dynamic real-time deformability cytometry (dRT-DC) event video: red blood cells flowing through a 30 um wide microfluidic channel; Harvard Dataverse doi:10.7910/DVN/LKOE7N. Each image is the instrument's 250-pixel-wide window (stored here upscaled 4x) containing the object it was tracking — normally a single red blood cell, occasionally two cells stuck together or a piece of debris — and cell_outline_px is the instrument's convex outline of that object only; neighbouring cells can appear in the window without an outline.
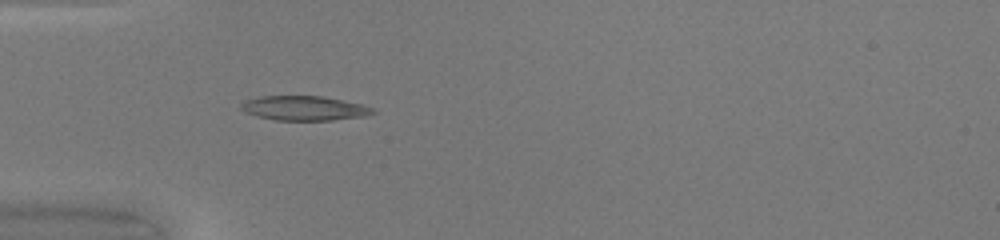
{"species": "common noctule bat (a hibernating species)", "species_latin": "Nyctalus noctula", "temperature_condition": "warm", "stored_images_in_passage": 34, "camera_frame_rate_fps": 3000, "um_per_image_px": 0.085, "animal": {"sex": "female", "body_mass_g": 20.0, "forearm_length_mm": 54.0}, "frame": {"image": 1, "passage_image": 1, "time_ms": 0.0, "image_size_px": [1000, 240], "cell_outline_px": [[376, 112], [368, 116], [332, 120], [276, 120], [256, 116], [244, 112], [240, 108], [240, 104], [244, 100], [260, 96], [324, 96], [360, 104], [376, 108]], "centroid_in_image_um": [25.86, 9.2], "position_along_channel_um": 59.1, "area_um2": 19.02}}
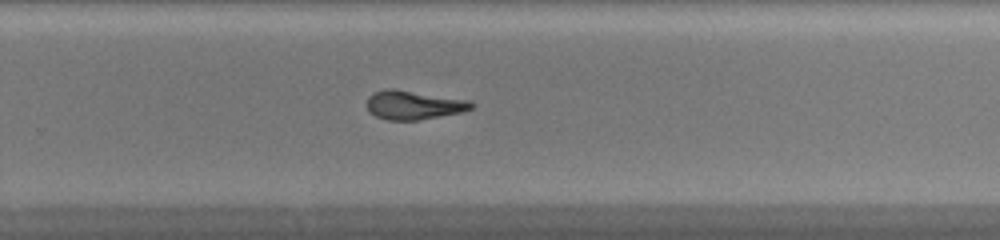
{"frame": {"image": 2, "passage_image": 18, "time_ms": 5.667, "image_size_px": [1000, 240], "cell_outline_px": [[476, 104], [472, 108], [464, 112], [420, 120], [388, 120], [376, 116], [368, 112], [364, 104], [368, 96], [372, 92], [388, 88], [396, 88], [472, 100]], "centroid_in_image_um": [35.16, 8.91], "position_along_channel_um": 294.6, "area_um2": 18.32}}
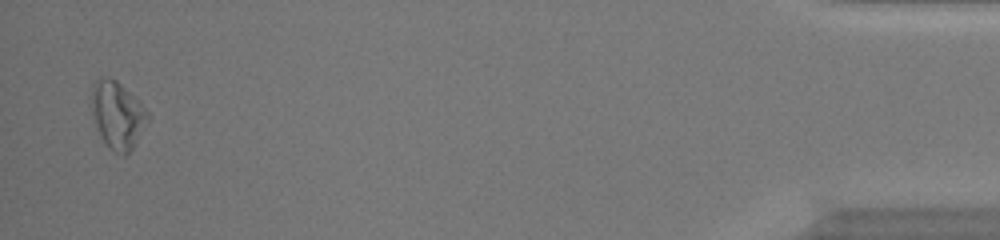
{"frame": {"image": 3, "passage_image": 33, "time_ms": 10.667, "image_size_px": [1000, 240], "cell_outline_px": [[148, 120], [132, 148], [124, 156], [120, 156], [108, 148], [100, 136], [92, 112], [92, 84], [96, 80], [116, 80], [136, 96], [140, 100], [148, 112]], "centroid_in_image_um": [10.0, 9.81], "position_along_channel_um": 425.2, "area_um2": 21.73}, "authors_computed_cell_mechanics": {"area_um2": 18.1492, "velocity_mm_per_s": 4.2671, "shape_relaxation_time_tau1_ms": null, "shape_relaxation_time_tau2_ms": 3.9857, "deformation_change_tau1": null, "deformation_change_tau2": 0.1271}}